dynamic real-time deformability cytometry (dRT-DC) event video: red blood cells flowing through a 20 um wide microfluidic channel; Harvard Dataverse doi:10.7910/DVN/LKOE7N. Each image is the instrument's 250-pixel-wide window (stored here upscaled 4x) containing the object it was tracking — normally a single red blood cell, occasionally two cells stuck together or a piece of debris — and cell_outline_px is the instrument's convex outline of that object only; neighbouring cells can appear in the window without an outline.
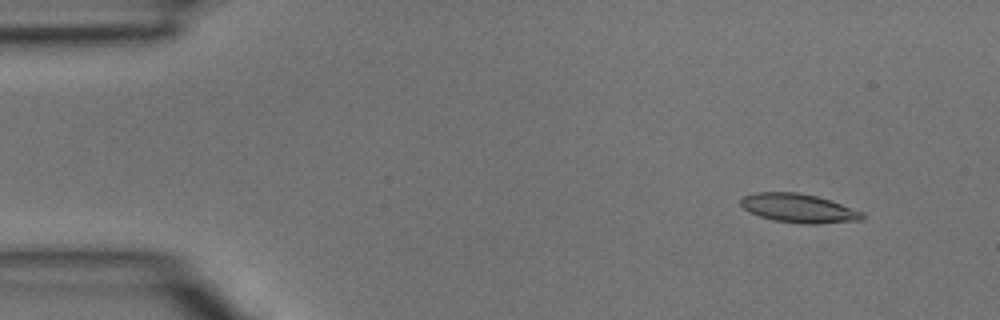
{"species": "common noctule bat (a hibernating species)", "species_latin": "Nyctalus noctula", "temperature_condition": "room temperature", "stored_images_in_passage": 3, "camera_frame_rate_fps": 3000, "um_per_image_px": 0.085, "animal": {"sex": "male", "body_mass_g": 15.6}, "frame": {"image": 1, "passage_image": 1, "time_ms": 0.0, "image_size_px": [1000, 320], "cell_outline_px": [[864, 220], [816, 224], [804, 224], [772, 220], [748, 212], [740, 204], [740, 200], [744, 196], [756, 192], [800, 192], [816, 196], [864, 212]], "centroid_in_image_um": [67.88, 17.7], "position_along_channel_um": 17.1, "area_um2": 20.46}}